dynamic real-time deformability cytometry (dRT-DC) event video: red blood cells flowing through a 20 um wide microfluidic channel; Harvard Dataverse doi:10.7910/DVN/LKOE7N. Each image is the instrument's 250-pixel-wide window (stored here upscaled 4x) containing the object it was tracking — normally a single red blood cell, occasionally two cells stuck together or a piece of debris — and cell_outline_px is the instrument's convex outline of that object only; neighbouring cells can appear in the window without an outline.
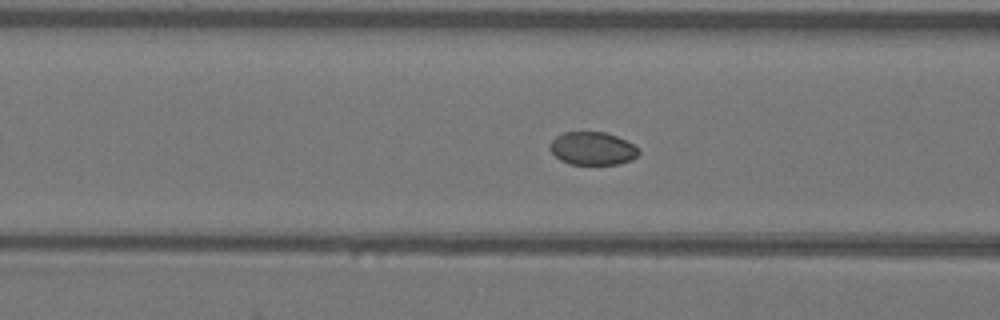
{"species": "Egyptian fruit bat (a non-hibernating species)", "species_latin": "Rousettus aegyptiacus", "temperature_condition": "warm", "stored_images_in_passage": 39, "camera_frame_rate_fps": 3000, "um_per_image_px": 0.085, "animal": {"sex": "female"}, "frame": {"image": 1, "passage_image": 6, "time_ms": 1.667, "image_size_px": [1000, 320], "cell_outline_px": [[640, 152], [632, 160], [620, 164], [568, 164], [560, 160], [548, 148], [548, 144], [556, 136], [564, 132], [604, 132], [616, 136], [640, 148]], "centroid_in_image_um": [50.35, 12.62], "position_along_channel_um": 116.3, "area_um2": 17.17}}
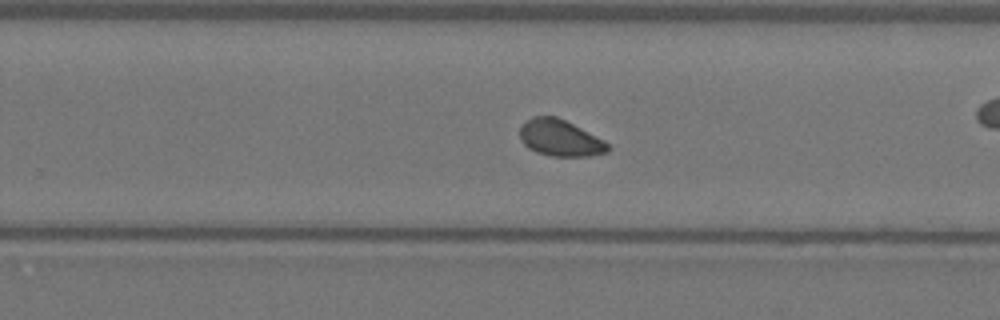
{"frame": {"image": 2, "passage_image": 19, "time_ms": 6.0, "image_size_px": [1000, 320], "cell_outline_px": [[608, 152], [588, 156], [552, 156], [536, 152], [528, 148], [524, 144], [520, 136], [520, 128], [532, 116], [556, 116], [604, 140], [608, 144]], "centroid_in_image_um": [47.6, 11.74], "position_along_channel_um": 282.2, "area_um2": 18.38}}
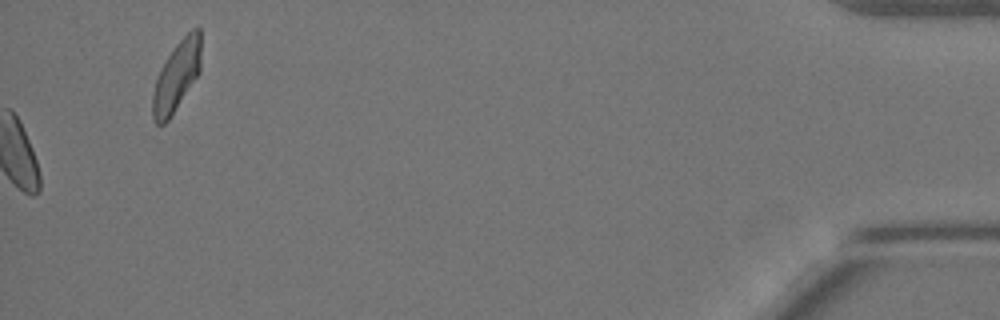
{"frame": {"image": 3, "passage_image": 39, "time_ms": 12.667, "image_size_px": [1000, 320], "cell_outline_px": [[200, 72], [168, 120], [164, 124], [156, 124], [152, 120], [152, 92], [160, 68], [176, 44], [196, 24], [200, 28]], "centroid_in_image_um": [15.0, 6.47], "position_along_channel_um": 420.2, "area_um2": 19.65}}